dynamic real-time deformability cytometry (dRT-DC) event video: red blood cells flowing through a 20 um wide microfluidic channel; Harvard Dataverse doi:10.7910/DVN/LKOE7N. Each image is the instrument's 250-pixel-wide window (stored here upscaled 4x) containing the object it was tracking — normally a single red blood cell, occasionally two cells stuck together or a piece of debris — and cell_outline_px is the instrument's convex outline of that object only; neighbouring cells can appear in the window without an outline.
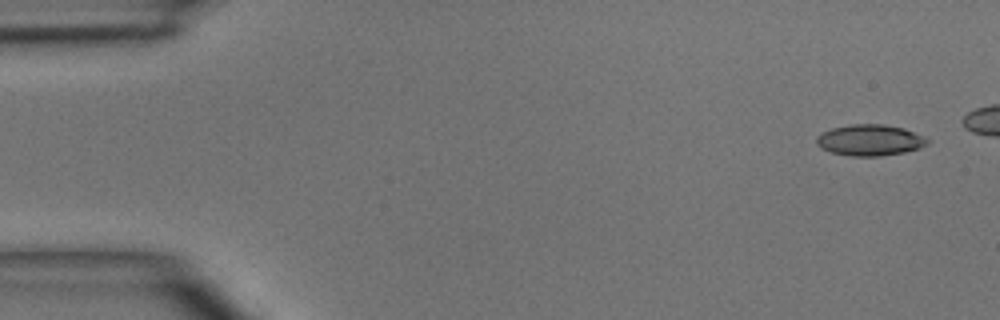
{"species": "common noctule bat (a hibernating species)", "species_latin": "Nyctalus noctula", "temperature_condition": "room temperature", "stored_images_in_passage": 5, "camera_frame_rate_fps": 3000, "um_per_image_px": 0.085, "animal": {"sex": "male", "body_mass_g": 15.6}, "frame": {"image": 1, "passage_image": 1, "time_ms": 0.0, "image_size_px": [1000, 320], "cell_outline_px": [[932, 140], [928, 144], [904, 152], [880, 156], [852, 156], [832, 152], [820, 148], [816, 144], [816, 136], [832, 128], [852, 124], [884, 124], [904, 128], [924, 136]], "centroid_in_image_um": [73.95, 11.9], "position_along_channel_um": 11.1, "area_um2": 20.11}}